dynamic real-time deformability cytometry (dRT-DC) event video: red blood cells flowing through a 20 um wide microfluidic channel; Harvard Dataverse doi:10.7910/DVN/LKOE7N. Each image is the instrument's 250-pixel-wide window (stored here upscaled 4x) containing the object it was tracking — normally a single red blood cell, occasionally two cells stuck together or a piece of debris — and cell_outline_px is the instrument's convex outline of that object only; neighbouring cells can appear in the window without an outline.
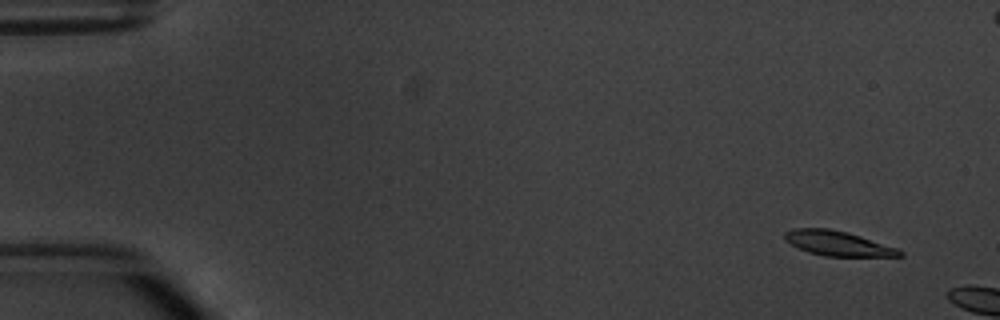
{"species": "common noctule bat (a hibernating species)", "species_latin": "Nyctalus noctula", "temperature_condition": "warm", "stored_images_in_passage": 2, "camera_frame_rate_fps": 3000, "um_per_image_px": 0.085, "animal": {"sex": "male", "body_mass_g": 20.1, "forearm_length_mm": 53.5}, "frame": {"image": 1, "passage_image": 1, "time_ms": 0.0, "image_size_px": [1000, 320], "cell_outline_px": [[904, 256], [824, 256], [808, 252], [784, 240], [784, 232], [792, 228], [828, 228], [848, 232], [896, 248], [904, 252]], "centroid_in_image_um": [71.18, 20.68], "position_along_channel_um": 13.8, "area_um2": 16.47}}